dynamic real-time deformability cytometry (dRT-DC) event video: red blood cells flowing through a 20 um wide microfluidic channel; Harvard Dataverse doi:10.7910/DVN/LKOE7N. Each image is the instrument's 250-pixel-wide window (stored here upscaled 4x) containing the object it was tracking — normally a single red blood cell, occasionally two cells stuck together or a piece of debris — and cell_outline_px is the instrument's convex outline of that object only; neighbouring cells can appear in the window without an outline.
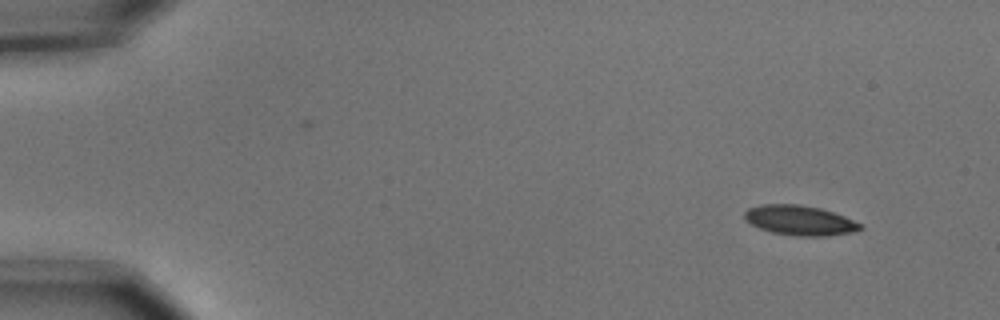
{"species": "common noctule bat (a hibernating species)", "species_latin": "Nyctalus noctula", "temperature_condition": "cold", "stored_images_in_passage": 5, "camera_frame_rate_fps": 3000, "um_per_image_px": 0.085, "animal": {"sex": "male", "body_mass_g": 15.6}, "frame": {"image": 1, "passage_image": 1, "time_ms": 0.0, "image_size_px": [1000, 320], "cell_outline_px": [[864, 228], [848, 232], [824, 236], [796, 236], [772, 232], [760, 228], [744, 220], [744, 212], [748, 208], [760, 204], [800, 204], [820, 208], [844, 216], [864, 224]], "centroid_in_image_um": [67.96, 18.72], "position_along_channel_um": 17.0, "area_um2": 20.11}}